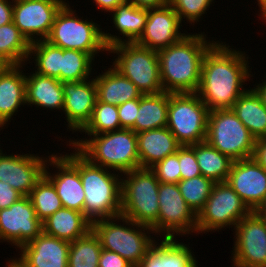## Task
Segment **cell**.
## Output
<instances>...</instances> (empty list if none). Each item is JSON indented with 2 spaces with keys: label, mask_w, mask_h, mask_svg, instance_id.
I'll list each match as a JSON object with an SVG mask.
<instances>
[{
  "label": "cell",
  "mask_w": 266,
  "mask_h": 267,
  "mask_svg": "<svg viewBox=\"0 0 266 267\" xmlns=\"http://www.w3.org/2000/svg\"><path fill=\"white\" fill-rule=\"evenodd\" d=\"M223 43L215 44L206 52L202 62L201 80L196 93L209 111L232 109L245 92L242 88L249 77L244 54L231 51ZM241 86V87H240Z\"/></svg>",
  "instance_id": "cell-1"
},
{
  "label": "cell",
  "mask_w": 266,
  "mask_h": 267,
  "mask_svg": "<svg viewBox=\"0 0 266 267\" xmlns=\"http://www.w3.org/2000/svg\"><path fill=\"white\" fill-rule=\"evenodd\" d=\"M214 44H207L202 34L185 35L180 41L157 51L163 91L196 93L204 55Z\"/></svg>",
  "instance_id": "cell-2"
},
{
  "label": "cell",
  "mask_w": 266,
  "mask_h": 267,
  "mask_svg": "<svg viewBox=\"0 0 266 267\" xmlns=\"http://www.w3.org/2000/svg\"><path fill=\"white\" fill-rule=\"evenodd\" d=\"M121 182V215L126 224L151 230L159 214L158 189L160 182L150 168H139L124 173ZM129 176V177H128Z\"/></svg>",
  "instance_id": "cell-3"
},
{
  "label": "cell",
  "mask_w": 266,
  "mask_h": 267,
  "mask_svg": "<svg viewBox=\"0 0 266 267\" xmlns=\"http://www.w3.org/2000/svg\"><path fill=\"white\" fill-rule=\"evenodd\" d=\"M88 135H93L94 138L73 141L70 144L91 163L102 166L106 170L108 167L114 168L120 173L140 168L137 134L132 129L122 128L103 135Z\"/></svg>",
  "instance_id": "cell-4"
},
{
  "label": "cell",
  "mask_w": 266,
  "mask_h": 267,
  "mask_svg": "<svg viewBox=\"0 0 266 267\" xmlns=\"http://www.w3.org/2000/svg\"><path fill=\"white\" fill-rule=\"evenodd\" d=\"M103 40L108 51L121 54L115 59L114 68L132 81L142 95L163 92L157 51L124 42L109 33H103Z\"/></svg>",
  "instance_id": "cell-5"
},
{
  "label": "cell",
  "mask_w": 266,
  "mask_h": 267,
  "mask_svg": "<svg viewBox=\"0 0 266 267\" xmlns=\"http://www.w3.org/2000/svg\"><path fill=\"white\" fill-rule=\"evenodd\" d=\"M79 174L85 192L84 215L91 223L121 215V181L118 175L91 163L80 152Z\"/></svg>",
  "instance_id": "cell-6"
},
{
  "label": "cell",
  "mask_w": 266,
  "mask_h": 267,
  "mask_svg": "<svg viewBox=\"0 0 266 267\" xmlns=\"http://www.w3.org/2000/svg\"><path fill=\"white\" fill-rule=\"evenodd\" d=\"M206 141L232 161L254 156L256 138L232 109L209 112Z\"/></svg>",
  "instance_id": "cell-7"
},
{
  "label": "cell",
  "mask_w": 266,
  "mask_h": 267,
  "mask_svg": "<svg viewBox=\"0 0 266 267\" xmlns=\"http://www.w3.org/2000/svg\"><path fill=\"white\" fill-rule=\"evenodd\" d=\"M209 112L197 93H169L167 128L181 146L203 142Z\"/></svg>",
  "instance_id": "cell-8"
},
{
  "label": "cell",
  "mask_w": 266,
  "mask_h": 267,
  "mask_svg": "<svg viewBox=\"0 0 266 267\" xmlns=\"http://www.w3.org/2000/svg\"><path fill=\"white\" fill-rule=\"evenodd\" d=\"M73 14L70 7L65 4L56 15L45 40L62 49L88 53L93 58L97 51H108L103 40L104 32L100 31L98 25L92 21H83Z\"/></svg>",
  "instance_id": "cell-9"
},
{
  "label": "cell",
  "mask_w": 266,
  "mask_h": 267,
  "mask_svg": "<svg viewBox=\"0 0 266 267\" xmlns=\"http://www.w3.org/2000/svg\"><path fill=\"white\" fill-rule=\"evenodd\" d=\"M250 212L227 181L215 183L204 207L197 214V232L236 226Z\"/></svg>",
  "instance_id": "cell-10"
},
{
  "label": "cell",
  "mask_w": 266,
  "mask_h": 267,
  "mask_svg": "<svg viewBox=\"0 0 266 267\" xmlns=\"http://www.w3.org/2000/svg\"><path fill=\"white\" fill-rule=\"evenodd\" d=\"M116 218L96 220L92 223V230L103 249L119 254L133 267H138L154 242L141 229L133 230L111 221Z\"/></svg>",
  "instance_id": "cell-11"
},
{
  "label": "cell",
  "mask_w": 266,
  "mask_h": 267,
  "mask_svg": "<svg viewBox=\"0 0 266 267\" xmlns=\"http://www.w3.org/2000/svg\"><path fill=\"white\" fill-rule=\"evenodd\" d=\"M158 200L159 214L152 231H165V238H174L175 232L189 234L190 230L197 231V215L187 205L177 184L160 183Z\"/></svg>",
  "instance_id": "cell-12"
},
{
  "label": "cell",
  "mask_w": 266,
  "mask_h": 267,
  "mask_svg": "<svg viewBox=\"0 0 266 267\" xmlns=\"http://www.w3.org/2000/svg\"><path fill=\"white\" fill-rule=\"evenodd\" d=\"M13 22L32 43L34 36L45 40L53 26L56 15L66 4L63 0H13Z\"/></svg>",
  "instance_id": "cell-13"
},
{
  "label": "cell",
  "mask_w": 266,
  "mask_h": 267,
  "mask_svg": "<svg viewBox=\"0 0 266 267\" xmlns=\"http://www.w3.org/2000/svg\"><path fill=\"white\" fill-rule=\"evenodd\" d=\"M43 232L42 222L28 196H23L10 207L0 209V239L19 248Z\"/></svg>",
  "instance_id": "cell-14"
},
{
  "label": "cell",
  "mask_w": 266,
  "mask_h": 267,
  "mask_svg": "<svg viewBox=\"0 0 266 267\" xmlns=\"http://www.w3.org/2000/svg\"><path fill=\"white\" fill-rule=\"evenodd\" d=\"M236 228L233 262L246 266L266 267V223L251 211Z\"/></svg>",
  "instance_id": "cell-15"
},
{
  "label": "cell",
  "mask_w": 266,
  "mask_h": 267,
  "mask_svg": "<svg viewBox=\"0 0 266 267\" xmlns=\"http://www.w3.org/2000/svg\"><path fill=\"white\" fill-rule=\"evenodd\" d=\"M56 156L49 157V161L52 162L50 164L55 165L62 172L51 177L45 166L44 175L54 185L64 208L84 213L85 192L79 174V151L73 155Z\"/></svg>",
  "instance_id": "cell-16"
},
{
  "label": "cell",
  "mask_w": 266,
  "mask_h": 267,
  "mask_svg": "<svg viewBox=\"0 0 266 267\" xmlns=\"http://www.w3.org/2000/svg\"><path fill=\"white\" fill-rule=\"evenodd\" d=\"M227 182L251 211L266 198V170L254 157L233 161Z\"/></svg>",
  "instance_id": "cell-17"
},
{
  "label": "cell",
  "mask_w": 266,
  "mask_h": 267,
  "mask_svg": "<svg viewBox=\"0 0 266 267\" xmlns=\"http://www.w3.org/2000/svg\"><path fill=\"white\" fill-rule=\"evenodd\" d=\"M181 22L169 3L159 8H150L144 31L135 43L155 51L164 49L185 36L178 31Z\"/></svg>",
  "instance_id": "cell-18"
},
{
  "label": "cell",
  "mask_w": 266,
  "mask_h": 267,
  "mask_svg": "<svg viewBox=\"0 0 266 267\" xmlns=\"http://www.w3.org/2000/svg\"><path fill=\"white\" fill-rule=\"evenodd\" d=\"M45 161L27 154L6 156L1 151L0 181L8 183L23 196H28L44 175Z\"/></svg>",
  "instance_id": "cell-19"
},
{
  "label": "cell",
  "mask_w": 266,
  "mask_h": 267,
  "mask_svg": "<svg viewBox=\"0 0 266 267\" xmlns=\"http://www.w3.org/2000/svg\"><path fill=\"white\" fill-rule=\"evenodd\" d=\"M62 82L64 93L63 110L66 114L68 127L72 130L82 129L90 120L97 101V89L94 79L90 82Z\"/></svg>",
  "instance_id": "cell-20"
},
{
  "label": "cell",
  "mask_w": 266,
  "mask_h": 267,
  "mask_svg": "<svg viewBox=\"0 0 266 267\" xmlns=\"http://www.w3.org/2000/svg\"><path fill=\"white\" fill-rule=\"evenodd\" d=\"M70 242L42 232L20 247L21 261L28 267H68Z\"/></svg>",
  "instance_id": "cell-21"
},
{
  "label": "cell",
  "mask_w": 266,
  "mask_h": 267,
  "mask_svg": "<svg viewBox=\"0 0 266 267\" xmlns=\"http://www.w3.org/2000/svg\"><path fill=\"white\" fill-rule=\"evenodd\" d=\"M140 168H151L181 146L167 127L137 133Z\"/></svg>",
  "instance_id": "cell-22"
},
{
  "label": "cell",
  "mask_w": 266,
  "mask_h": 267,
  "mask_svg": "<svg viewBox=\"0 0 266 267\" xmlns=\"http://www.w3.org/2000/svg\"><path fill=\"white\" fill-rule=\"evenodd\" d=\"M42 225L44 233L67 242L85 236L92 229V223L84 213L64 207L44 220Z\"/></svg>",
  "instance_id": "cell-23"
},
{
  "label": "cell",
  "mask_w": 266,
  "mask_h": 267,
  "mask_svg": "<svg viewBox=\"0 0 266 267\" xmlns=\"http://www.w3.org/2000/svg\"><path fill=\"white\" fill-rule=\"evenodd\" d=\"M19 67L10 65L0 74V123L3 125L21 104H26V76Z\"/></svg>",
  "instance_id": "cell-24"
},
{
  "label": "cell",
  "mask_w": 266,
  "mask_h": 267,
  "mask_svg": "<svg viewBox=\"0 0 266 267\" xmlns=\"http://www.w3.org/2000/svg\"><path fill=\"white\" fill-rule=\"evenodd\" d=\"M109 69L94 79L98 101L119 106L126 101L142 96V93L132 81L123 76L114 67Z\"/></svg>",
  "instance_id": "cell-25"
},
{
  "label": "cell",
  "mask_w": 266,
  "mask_h": 267,
  "mask_svg": "<svg viewBox=\"0 0 266 267\" xmlns=\"http://www.w3.org/2000/svg\"><path fill=\"white\" fill-rule=\"evenodd\" d=\"M196 260L186 245L165 238L161 244H153L138 267H197Z\"/></svg>",
  "instance_id": "cell-26"
},
{
  "label": "cell",
  "mask_w": 266,
  "mask_h": 267,
  "mask_svg": "<svg viewBox=\"0 0 266 267\" xmlns=\"http://www.w3.org/2000/svg\"><path fill=\"white\" fill-rule=\"evenodd\" d=\"M26 103L44 108L62 109L64 93L62 82L56 78L34 73L26 76Z\"/></svg>",
  "instance_id": "cell-27"
},
{
  "label": "cell",
  "mask_w": 266,
  "mask_h": 267,
  "mask_svg": "<svg viewBox=\"0 0 266 267\" xmlns=\"http://www.w3.org/2000/svg\"><path fill=\"white\" fill-rule=\"evenodd\" d=\"M168 107V92L142 95L139 98L135 125L131 129L137 134L142 131L167 127Z\"/></svg>",
  "instance_id": "cell-28"
},
{
  "label": "cell",
  "mask_w": 266,
  "mask_h": 267,
  "mask_svg": "<svg viewBox=\"0 0 266 267\" xmlns=\"http://www.w3.org/2000/svg\"><path fill=\"white\" fill-rule=\"evenodd\" d=\"M232 110L256 140L266 137V108L254 89L246 90Z\"/></svg>",
  "instance_id": "cell-29"
},
{
  "label": "cell",
  "mask_w": 266,
  "mask_h": 267,
  "mask_svg": "<svg viewBox=\"0 0 266 267\" xmlns=\"http://www.w3.org/2000/svg\"><path fill=\"white\" fill-rule=\"evenodd\" d=\"M195 156L201 175L214 183L226 182L233 161L206 140L195 144Z\"/></svg>",
  "instance_id": "cell-30"
},
{
  "label": "cell",
  "mask_w": 266,
  "mask_h": 267,
  "mask_svg": "<svg viewBox=\"0 0 266 267\" xmlns=\"http://www.w3.org/2000/svg\"><path fill=\"white\" fill-rule=\"evenodd\" d=\"M112 12L116 28L125 37V42L135 43L142 35L148 17V9L140 8L130 2L119 4Z\"/></svg>",
  "instance_id": "cell-31"
},
{
  "label": "cell",
  "mask_w": 266,
  "mask_h": 267,
  "mask_svg": "<svg viewBox=\"0 0 266 267\" xmlns=\"http://www.w3.org/2000/svg\"><path fill=\"white\" fill-rule=\"evenodd\" d=\"M30 44L14 22L0 26V56L10 65L21 66L30 55Z\"/></svg>",
  "instance_id": "cell-32"
},
{
  "label": "cell",
  "mask_w": 266,
  "mask_h": 267,
  "mask_svg": "<svg viewBox=\"0 0 266 267\" xmlns=\"http://www.w3.org/2000/svg\"><path fill=\"white\" fill-rule=\"evenodd\" d=\"M101 251V242L91 229L85 236L70 242L68 267H99Z\"/></svg>",
  "instance_id": "cell-33"
},
{
  "label": "cell",
  "mask_w": 266,
  "mask_h": 267,
  "mask_svg": "<svg viewBox=\"0 0 266 267\" xmlns=\"http://www.w3.org/2000/svg\"><path fill=\"white\" fill-rule=\"evenodd\" d=\"M28 197L41 222L63 207L54 185L45 175L36 183Z\"/></svg>",
  "instance_id": "cell-34"
},
{
  "label": "cell",
  "mask_w": 266,
  "mask_h": 267,
  "mask_svg": "<svg viewBox=\"0 0 266 267\" xmlns=\"http://www.w3.org/2000/svg\"><path fill=\"white\" fill-rule=\"evenodd\" d=\"M33 52L38 66V71L35 72L61 81V48L46 40L37 39L30 44V54Z\"/></svg>",
  "instance_id": "cell-35"
},
{
  "label": "cell",
  "mask_w": 266,
  "mask_h": 267,
  "mask_svg": "<svg viewBox=\"0 0 266 267\" xmlns=\"http://www.w3.org/2000/svg\"><path fill=\"white\" fill-rule=\"evenodd\" d=\"M93 57L88 53L61 48V82L86 80Z\"/></svg>",
  "instance_id": "cell-36"
},
{
  "label": "cell",
  "mask_w": 266,
  "mask_h": 267,
  "mask_svg": "<svg viewBox=\"0 0 266 267\" xmlns=\"http://www.w3.org/2000/svg\"><path fill=\"white\" fill-rule=\"evenodd\" d=\"M214 184L215 183L211 179H208L203 175L180 180L177 183L182 197L196 215L204 207Z\"/></svg>",
  "instance_id": "cell-37"
},
{
  "label": "cell",
  "mask_w": 266,
  "mask_h": 267,
  "mask_svg": "<svg viewBox=\"0 0 266 267\" xmlns=\"http://www.w3.org/2000/svg\"><path fill=\"white\" fill-rule=\"evenodd\" d=\"M119 129L121 124L117 106L97 100L90 120L81 130L88 134H103Z\"/></svg>",
  "instance_id": "cell-38"
},
{
  "label": "cell",
  "mask_w": 266,
  "mask_h": 267,
  "mask_svg": "<svg viewBox=\"0 0 266 267\" xmlns=\"http://www.w3.org/2000/svg\"><path fill=\"white\" fill-rule=\"evenodd\" d=\"M160 183L177 184L181 180L179 149L150 168Z\"/></svg>",
  "instance_id": "cell-39"
},
{
  "label": "cell",
  "mask_w": 266,
  "mask_h": 267,
  "mask_svg": "<svg viewBox=\"0 0 266 267\" xmlns=\"http://www.w3.org/2000/svg\"><path fill=\"white\" fill-rule=\"evenodd\" d=\"M212 0H169V4L178 14L180 21L187 18L189 22L198 21V18L204 14Z\"/></svg>",
  "instance_id": "cell-40"
},
{
  "label": "cell",
  "mask_w": 266,
  "mask_h": 267,
  "mask_svg": "<svg viewBox=\"0 0 266 267\" xmlns=\"http://www.w3.org/2000/svg\"><path fill=\"white\" fill-rule=\"evenodd\" d=\"M179 167L181 172V180H186L201 175L195 156V144L179 147Z\"/></svg>",
  "instance_id": "cell-41"
},
{
  "label": "cell",
  "mask_w": 266,
  "mask_h": 267,
  "mask_svg": "<svg viewBox=\"0 0 266 267\" xmlns=\"http://www.w3.org/2000/svg\"><path fill=\"white\" fill-rule=\"evenodd\" d=\"M121 129H131L135 125L136 116L139 110V98L126 101L117 106Z\"/></svg>",
  "instance_id": "cell-42"
},
{
  "label": "cell",
  "mask_w": 266,
  "mask_h": 267,
  "mask_svg": "<svg viewBox=\"0 0 266 267\" xmlns=\"http://www.w3.org/2000/svg\"><path fill=\"white\" fill-rule=\"evenodd\" d=\"M99 267H133L126 259L119 254L102 248L99 257Z\"/></svg>",
  "instance_id": "cell-43"
},
{
  "label": "cell",
  "mask_w": 266,
  "mask_h": 267,
  "mask_svg": "<svg viewBox=\"0 0 266 267\" xmlns=\"http://www.w3.org/2000/svg\"><path fill=\"white\" fill-rule=\"evenodd\" d=\"M23 195L13 189L8 183L0 181V209L10 207Z\"/></svg>",
  "instance_id": "cell-44"
},
{
  "label": "cell",
  "mask_w": 266,
  "mask_h": 267,
  "mask_svg": "<svg viewBox=\"0 0 266 267\" xmlns=\"http://www.w3.org/2000/svg\"><path fill=\"white\" fill-rule=\"evenodd\" d=\"M253 157L266 170V137L256 140Z\"/></svg>",
  "instance_id": "cell-45"
},
{
  "label": "cell",
  "mask_w": 266,
  "mask_h": 267,
  "mask_svg": "<svg viewBox=\"0 0 266 267\" xmlns=\"http://www.w3.org/2000/svg\"><path fill=\"white\" fill-rule=\"evenodd\" d=\"M13 22V5L7 0H0V26Z\"/></svg>",
  "instance_id": "cell-46"
},
{
  "label": "cell",
  "mask_w": 266,
  "mask_h": 267,
  "mask_svg": "<svg viewBox=\"0 0 266 267\" xmlns=\"http://www.w3.org/2000/svg\"><path fill=\"white\" fill-rule=\"evenodd\" d=\"M127 2L140 8H159L169 3V0H127Z\"/></svg>",
  "instance_id": "cell-47"
},
{
  "label": "cell",
  "mask_w": 266,
  "mask_h": 267,
  "mask_svg": "<svg viewBox=\"0 0 266 267\" xmlns=\"http://www.w3.org/2000/svg\"><path fill=\"white\" fill-rule=\"evenodd\" d=\"M94 1L100 9L112 12L119 4H122L127 0H94Z\"/></svg>",
  "instance_id": "cell-48"
},
{
  "label": "cell",
  "mask_w": 266,
  "mask_h": 267,
  "mask_svg": "<svg viewBox=\"0 0 266 267\" xmlns=\"http://www.w3.org/2000/svg\"><path fill=\"white\" fill-rule=\"evenodd\" d=\"M263 84V85H262ZM262 84H259L254 90L257 92V94L261 97L262 99V104L266 108V81L263 82Z\"/></svg>",
  "instance_id": "cell-49"
},
{
  "label": "cell",
  "mask_w": 266,
  "mask_h": 267,
  "mask_svg": "<svg viewBox=\"0 0 266 267\" xmlns=\"http://www.w3.org/2000/svg\"><path fill=\"white\" fill-rule=\"evenodd\" d=\"M255 212L264 220L266 223V198L265 200L256 208Z\"/></svg>",
  "instance_id": "cell-50"
},
{
  "label": "cell",
  "mask_w": 266,
  "mask_h": 267,
  "mask_svg": "<svg viewBox=\"0 0 266 267\" xmlns=\"http://www.w3.org/2000/svg\"><path fill=\"white\" fill-rule=\"evenodd\" d=\"M8 267H28L24 262H22L21 260H11V262H9V265H7Z\"/></svg>",
  "instance_id": "cell-51"
},
{
  "label": "cell",
  "mask_w": 266,
  "mask_h": 267,
  "mask_svg": "<svg viewBox=\"0 0 266 267\" xmlns=\"http://www.w3.org/2000/svg\"><path fill=\"white\" fill-rule=\"evenodd\" d=\"M8 66H10V64L0 56V74H1V73H2Z\"/></svg>",
  "instance_id": "cell-52"
},
{
  "label": "cell",
  "mask_w": 266,
  "mask_h": 267,
  "mask_svg": "<svg viewBox=\"0 0 266 267\" xmlns=\"http://www.w3.org/2000/svg\"><path fill=\"white\" fill-rule=\"evenodd\" d=\"M261 9L262 16L266 14V0H258Z\"/></svg>",
  "instance_id": "cell-53"
},
{
  "label": "cell",
  "mask_w": 266,
  "mask_h": 267,
  "mask_svg": "<svg viewBox=\"0 0 266 267\" xmlns=\"http://www.w3.org/2000/svg\"><path fill=\"white\" fill-rule=\"evenodd\" d=\"M256 267V266H246V265H242V264H239L237 262H234V267Z\"/></svg>",
  "instance_id": "cell-54"
}]
</instances>
